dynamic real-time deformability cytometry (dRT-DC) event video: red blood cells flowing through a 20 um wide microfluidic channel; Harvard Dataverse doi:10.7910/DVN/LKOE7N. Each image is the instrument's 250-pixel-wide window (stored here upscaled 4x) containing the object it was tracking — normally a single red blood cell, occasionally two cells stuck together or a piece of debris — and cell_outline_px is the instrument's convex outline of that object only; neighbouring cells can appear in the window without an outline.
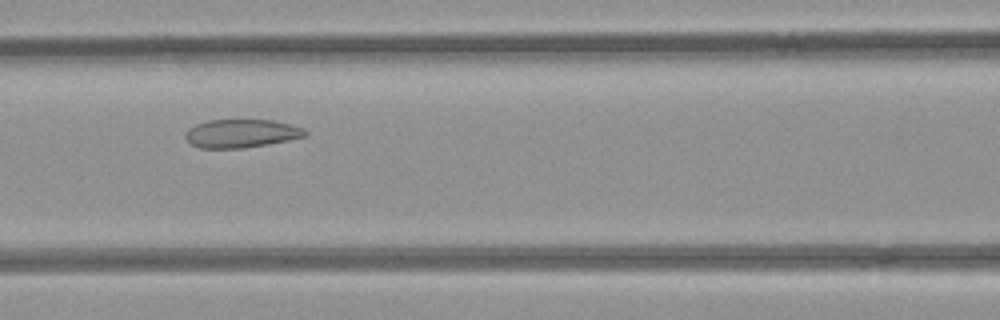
{"species": "common noctule bat (a hibernating species)", "species_latin": "Nyctalus noctula", "temperature_condition": "room temperature", "stored_images_in_passage": 7, "camera_frame_rate_fps": 3000, "um_per_image_px": 0.085, "animal": {"sex": "female", "body_mass_g": 21.9}, "frame": {"image": 1, "passage_image": 5, "time_ms": 1.333, "image_size_px": [1000, 320], "cell_outline_px": [[308, 136], [268, 144], [244, 148], [200, 148], [192, 144], [184, 136], [184, 132], [188, 128], [196, 124], [208, 120], [272, 120], [288, 124], [300, 128], [308, 132]], "centroid_in_image_um": [20.48, 11.35], "position_along_channel_um": 146.1, "area_um2": 19.71}}
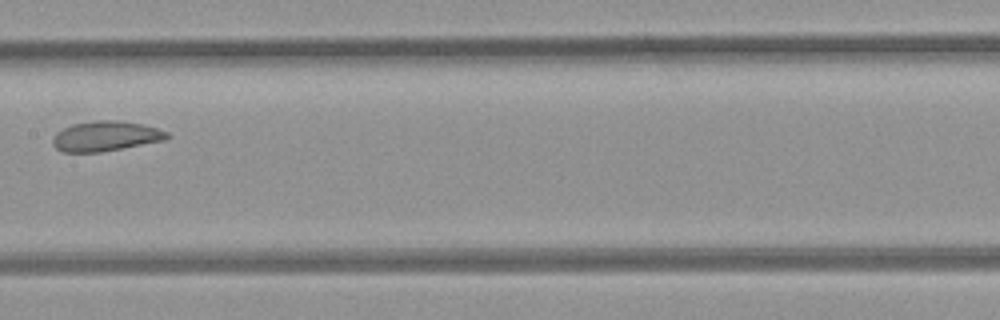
{"frame": {"image": 2, "passage_image": 6, "time_ms": 1.667, "image_size_px": [1000, 320], "cell_outline_px": [[172, 136], [168, 140], [100, 152], [64, 152], [56, 148], [52, 144], [52, 136], [56, 132], [72, 124], [100, 120], [120, 120], [144, 124], [168, 132]], "centroid_in_image_um": [9.02, 11.57], "position_along_channel_um": 198.4, "area_um2": 20.23}}
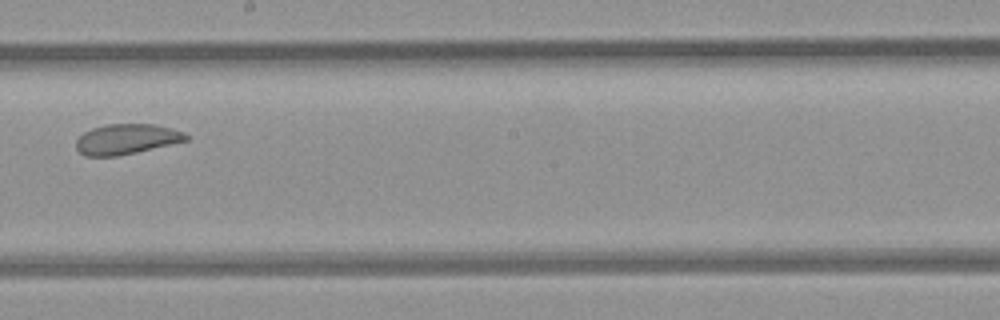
{"frame": {"image": 3, "passage_image": 7, "time_ms": 2.0, "image_size_px": [1000, 320], "cell_outline_px": [[188, 140], [136, 152], [116, 156], [84, 156], [76, 148], [76, 140], [84, 132], [92, 128], [108, 124], [156, 124], [184, 132], [188, 136]], "centroid_in_image_um": [10.74, 11.82], "position_along_channel_um": 237.5, "area_um2": 19.25}}